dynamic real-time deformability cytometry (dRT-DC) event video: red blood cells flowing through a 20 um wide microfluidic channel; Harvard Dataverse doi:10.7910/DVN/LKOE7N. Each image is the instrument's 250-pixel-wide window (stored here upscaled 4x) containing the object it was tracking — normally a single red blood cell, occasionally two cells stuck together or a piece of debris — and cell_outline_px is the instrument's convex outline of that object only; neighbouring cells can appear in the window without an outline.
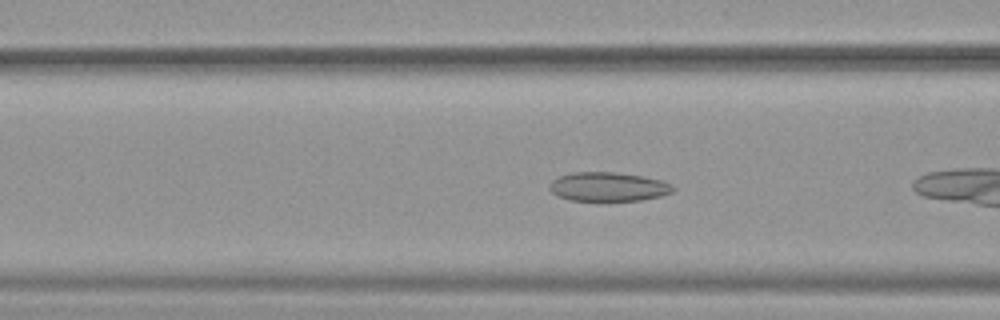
{"species": "common noctule bat (a hibernating species)", "species_latin": "Nyctalus noctula", "temperature_condition": "warm", "stored_images_in_passage": 7, "camera_frame_rate_fps": 3000, "um_per_image_px": 0.085, "animal": {"sex": "female", "body_mass_g": 19.9}, "frame": {"image": 1, "passage_image": 5, "time_ms": 1.333, "image_size_px": [1000, 320], "cell_outline_px": [[676, 188], [672, 192], [660, 196], [640, 200], [600, 204], [572, 200], [560, 196], [552, 192], [548, 188], [552, 180], [560, 176], [572, 172], [612, 172], [644, 176], [660, 180], [672, 184]], "centroid_in_image_um": [51.7, 15.92], "position_along_channel_um": 114.9, "area_um2": 21.68}}